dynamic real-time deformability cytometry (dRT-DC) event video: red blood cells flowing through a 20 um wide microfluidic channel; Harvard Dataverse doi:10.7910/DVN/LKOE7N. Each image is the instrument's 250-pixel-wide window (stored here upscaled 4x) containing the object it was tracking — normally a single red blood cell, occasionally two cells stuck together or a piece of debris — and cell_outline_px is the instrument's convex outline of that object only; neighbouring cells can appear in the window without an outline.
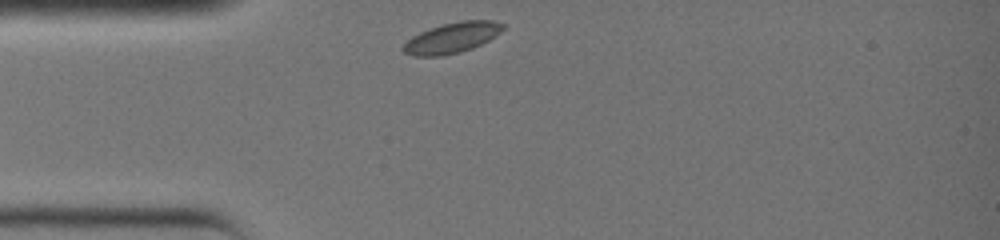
{"species": "common noctule bat (a hibernating species)", "species_latin": "Nyctalus noctula", "temperature_condition": "warm", "stored_images_in_passage": 23, "camera_frame_rate_fps": 3000, "um_per_image_px": 0.085, "animal": {"sex": "female", "body_mass_g": 19.0, "forearm_length_mm": 51.5}, "frame": {"image": 1, "passage_image": 1, "time_ms": 0.0, "image_size_px": [1000, 240], "cell_outline_px": [[504, 28], [500, 32], [488, 40], [472, 48], [460, 52], [440, 56], [412, 56], [404, 52], [404, 44], [412, 36], [420, 32], [444, 24], [460, 20], [492, 20], [504, 24]], "centroid_in_image_um": [38.43, 3.21], "position_along_channel_um": 46.6, "area_um2": 17.46}}
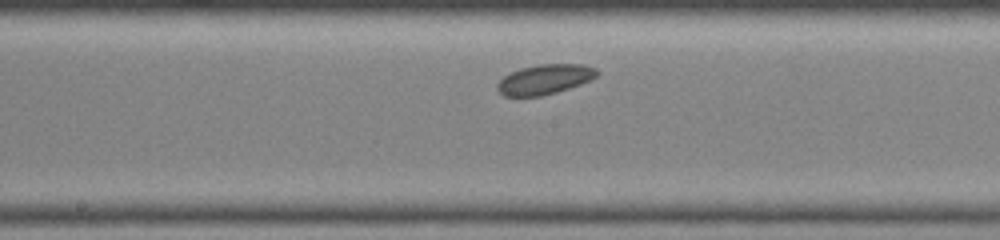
{"frame": {"image": 2, "passage_image": 11, "time_ms": 3.333, "image_size_px": [1000, 240], "cell_outline_px": [[600, 72], [592, 80], [556, 92], [540, 96], [504, 96], [496, 88], [496, 84], [504, 76], [520, 68], [536, 64], [584, 64], [596, 68]], "centroid_in_image_um": [46.32, 6.73], "position_along_channel_um": 201.9, "area_um2": 17.4}}
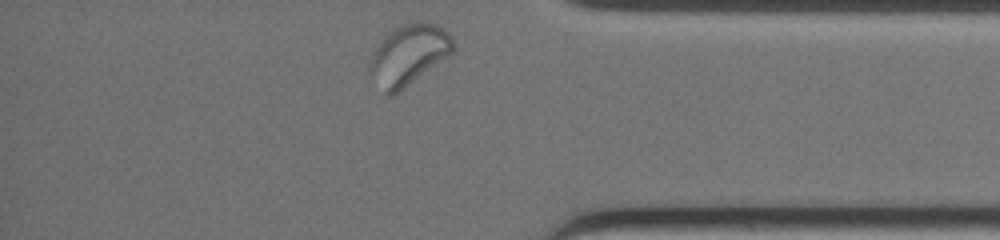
{"frame": {"image": 3, "passage_image": 23, "time_ms": 7.333, "image_size_px": [1000, 240], "cell_outline_px": [[456, 48], [448, 56], [392, 96], [388, 96], [384, 92], [368, 72], [368, 68], [372, 56], [380, 40], [392, 28], [400, 24], [412, 20], [424, 20], [436, 24], [444, 28], [452, 36], [456, 44]], "centroid_in_image_um": [34.75, 4.59], "position_along_channel_um": 400.4, "area_um2": 29.65}}